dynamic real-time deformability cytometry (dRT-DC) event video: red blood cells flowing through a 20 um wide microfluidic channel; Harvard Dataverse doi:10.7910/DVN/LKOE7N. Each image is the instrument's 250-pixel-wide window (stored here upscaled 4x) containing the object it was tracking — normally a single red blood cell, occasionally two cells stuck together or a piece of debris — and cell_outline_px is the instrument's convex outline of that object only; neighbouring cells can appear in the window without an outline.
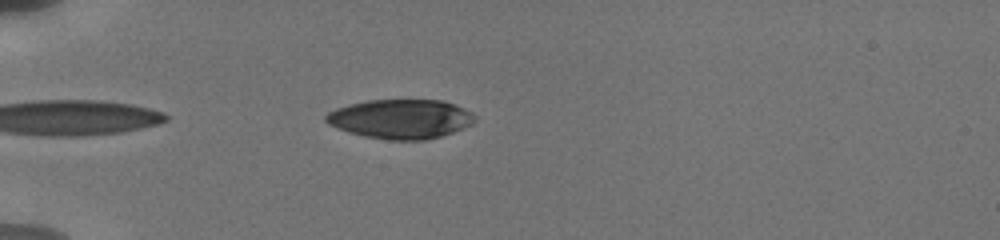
{"species": "human", "species_latin": "Homo sapiens", "temperature_condition": "cold", "stored_images_in_passage": 35, "camera_frame_rate_fps": 3000, "um_per_image_px": 0.085, "donor": {"sex": "male"}, "frame": {"image": 1, "passage_image": 9, "time_ms": 1.333, "image_size_px": [1000, 240], "cell_outline_px": [[476, 120], [472, 124], [452, 132], [440, 136], [424, 140], [388, 140], [364, 136], [348, 132], [328, 124], [324, 120], [324, 116], [328, 112], [336, 108], [368, 100], [444, 100], [456, 104], [472, 112], [476, 116]], "centroid_in_image_um": [34.07, 10.11], "position_along_channel_um": 50.9, "area_um2": 34.22}}
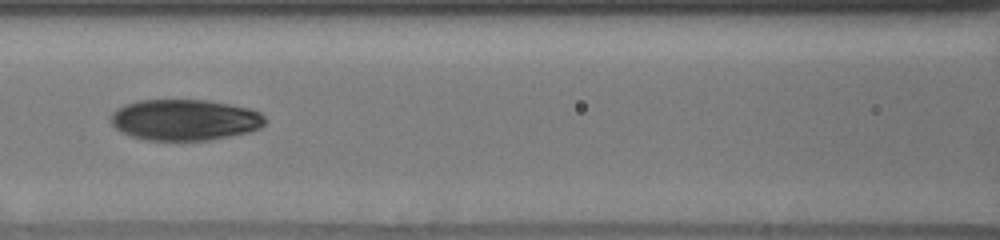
{"frame": {"image": 2, "passage_image": 28, "time_ms": 4.667, "image_size_px": [1000, 240], "cell_outline_px": [[268, 120], [260, 128], [252, 132], [208, 140], [144, 140], [120, 132], [112, 124], [112, 112], [116, 108], [124, 104], [140, 100], [208, 100], [248, 108], [260, 112]], "centroid_in_image_um": [15.72, 10.19], "position_along_channel_um": 150.9, "area_um2": 37.11}}
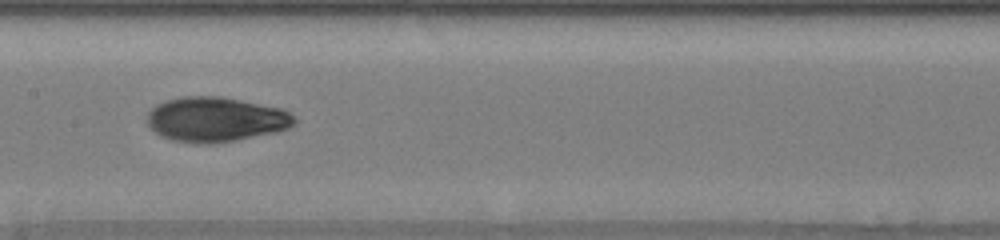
{"frame": {"image": 3, "passage_image": 34, "time_ms": 5.667, "image_size_px": [1000, 240], "cell_outline_px": [[296, 124], [288, 128], [276, 132], [236, 140], [212, 144], [196, 144], [172, 140], [160, 136], [148, 124], [148, 112], [156, 104], [168, 100], [184, 96], [220, 96], [284, 108], [296, 116]], "centroid_in_image_um": [18.38, 10.15], "position_along_channel_um": 189.0, "area_um2": 38.73}}